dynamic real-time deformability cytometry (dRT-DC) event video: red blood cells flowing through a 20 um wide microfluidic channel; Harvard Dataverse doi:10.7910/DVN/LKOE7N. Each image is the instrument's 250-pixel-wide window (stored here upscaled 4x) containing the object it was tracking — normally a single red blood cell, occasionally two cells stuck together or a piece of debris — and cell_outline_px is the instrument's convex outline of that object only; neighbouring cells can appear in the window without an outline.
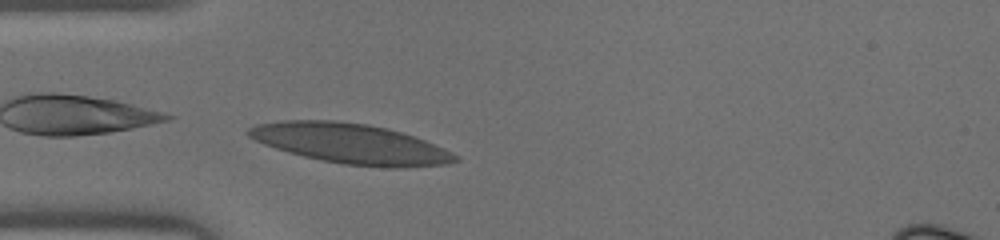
{"species": "human", "species_latin": "Homo sapiens", "temperature_condition": "warm", "stored_images_in_passage": 7, "camera_frame_rate_fps": 3000, "um_per_image_px": 0.085, "donor": {"sex": "male"}, "frame": {"image": 1, "passage_image": 7, "time_ms": 2.0, "image_size_px": [1000, 240], "cell_outline_px": [[460, 160], [448, 164], [404, 168], [392, 168], [344, 164], [320, 160], [288, 152], [264, 144], [248, 136], [244, 132], [248, 128], [256, 124], [284, 120], [336, 120], [368, 124], [388, 128], [424, 140], [444, 148], [460, 156]], "centroid_in_image_um": [29.82, 12.21], "position_along_channel_um": 55.2, "area_um2": 48.38}}